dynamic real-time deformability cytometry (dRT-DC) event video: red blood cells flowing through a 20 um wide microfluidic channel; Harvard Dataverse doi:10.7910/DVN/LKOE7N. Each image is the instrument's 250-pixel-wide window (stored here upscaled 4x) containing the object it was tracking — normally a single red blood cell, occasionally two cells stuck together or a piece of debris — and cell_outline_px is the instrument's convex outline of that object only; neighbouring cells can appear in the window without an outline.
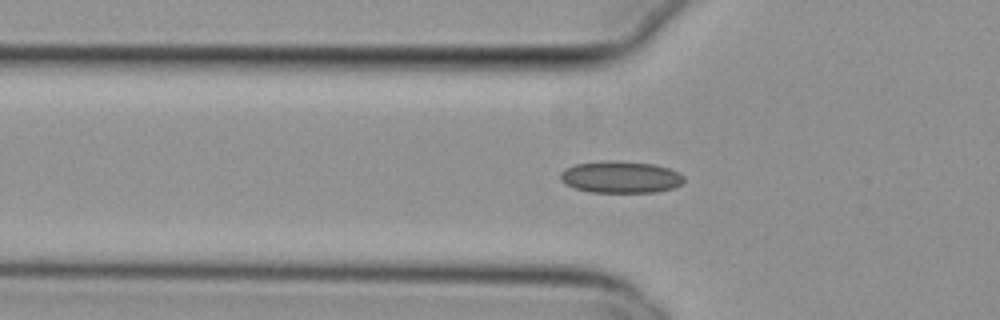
{"species": "common noctule bat (a hibernating species)", "species_latin": "Nyctalus noctula", "temperature_condition": "cold", "stored_images_in_passage": 48, "camera_frame_rate_fps": 3000, "um_per_image_px": 0.085, "animal": {"sex": "female", "body_mass_g": 29.2, "forearm_length_mm": 56.3}, "frame": {"image": 1, "passage_image": 18, "time_ms": 5.667, "image_size_px": [1000, 320], "cell_outline_px": [[684, 180], [680, 184], [672, 188], [656, 192], [592, 192], [576, 188], [564, 184], [560, 180], [560, 172], [564, 168], [576, 164], [600, 160], [612, 160], [652, 164], [668, 168], [684, 176]], "centroid_in_image_um": [52.7, 15.04], "position_along_channel_um": 73.1, "area_um2": 22.95}}
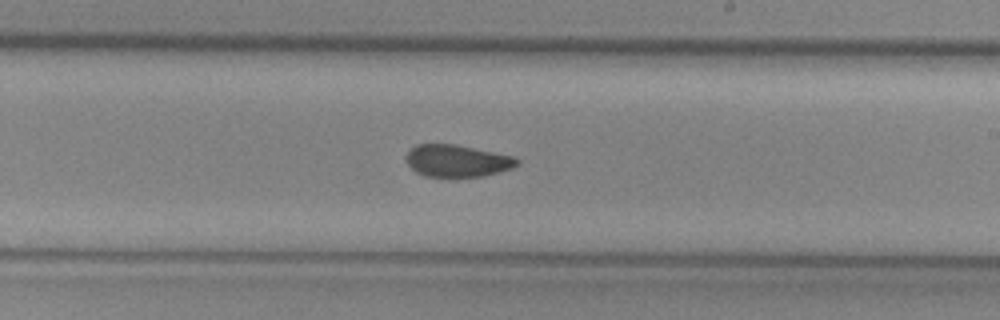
{"frame": {"image": 2, "passage_image": 32, "time_ms": 10.333, "image_size_px": [1000, 320], "cell_outline_px": [[520, 164], [512, 168], [484, 176], [424, 176], [416, 172], [408, 164], [408, 152], [416, 144], [456, 144], [512, 156], [520, 160]], "centroid_in_image_um": [38.89, 13.66], "position_along_channel_um": 250.1, "area_um2": 20.46}}
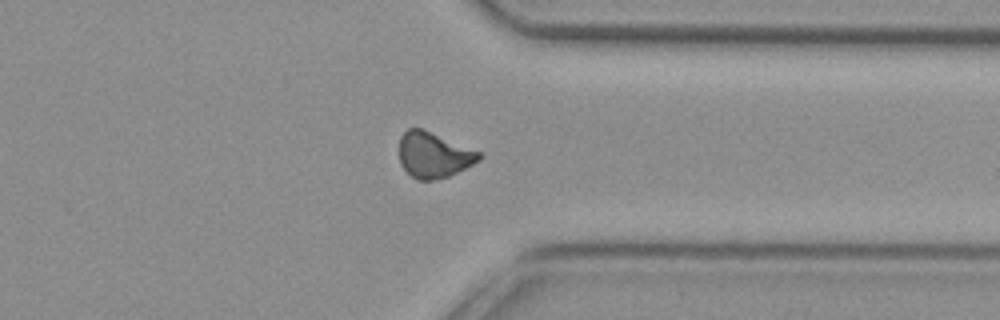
{"frame": {"image": 3, "passage_image": 42, "time_ms": 13.667, "image_size_px": [1000, 320], "cell_outline_px": [[484, 156], [480, 160], [448, 176], [432, 180], [416, 180], [400, 164], [400, 136], [408, 128], [420, 128], [480, 152]], "centroid_in_image_um": [36.85, 13.18], "position_along_channel_um": 374.6, "area_um2": 20.81}}